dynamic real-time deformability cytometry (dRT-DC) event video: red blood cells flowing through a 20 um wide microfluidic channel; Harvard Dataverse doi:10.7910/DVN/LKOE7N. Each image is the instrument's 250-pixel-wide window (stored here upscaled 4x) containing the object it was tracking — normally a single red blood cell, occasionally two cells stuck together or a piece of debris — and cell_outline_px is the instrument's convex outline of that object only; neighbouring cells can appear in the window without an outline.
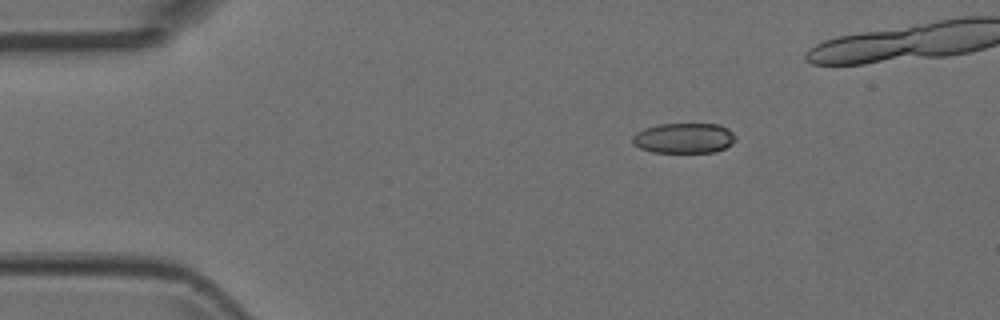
{"species": "Egyptian fruit bat (a non-hibernating species)", "species_latin": "Rousettus aegyptiacus", "temperature_condition": "room temperature", "stored_images_in_passage": 5, "camera_frame_rate_fps": 3000, "um_per_image_px": 0.085, "animal": {"sex": "female"}, "frame": {"image": 1, "passage_image": 1, "time_ms": 0.0, "image_size_px": [1000, 320], "cell_outline_px": [[736, 140], [732, 144], [716, 152], [652, 152], [640, 148], [632, 144], [632, 136], [636, 132], [644, 128], [656, 124], [720, 124], [728, 128], [736, 136]], "centroid_in_image_um": [58.13, 11.73], "position_along_channel_um": 26.9, "area_um2": 18.38}}
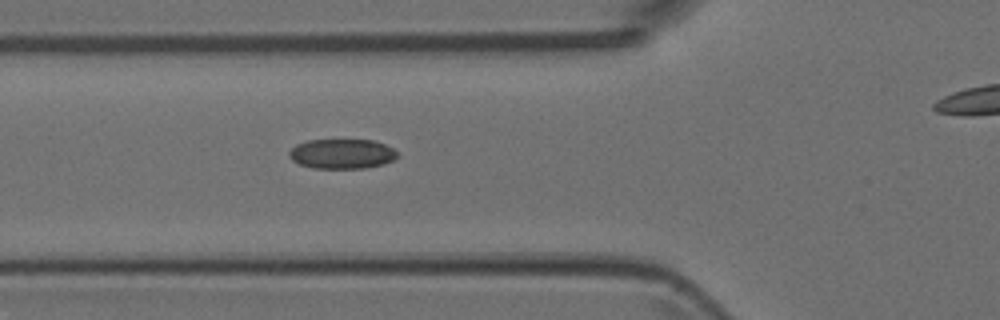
{"frame": {"image": 2, "passage_image": 4, "time_ms": 1.0, "image_size_px": [1000, 320], "cell_outline_px": [[400, 156], [392, 160], [380, 164], [364, 168], [312, 168], [300, 164], [292, 160], [288, 156], [288, 152], [296, 144], [308, 140], [376, 140], [392, 148]], "centroid_in_image_um": [29.04, 13.07], "position_along_channel_um": 96.8, "area_um2": 18.73}}